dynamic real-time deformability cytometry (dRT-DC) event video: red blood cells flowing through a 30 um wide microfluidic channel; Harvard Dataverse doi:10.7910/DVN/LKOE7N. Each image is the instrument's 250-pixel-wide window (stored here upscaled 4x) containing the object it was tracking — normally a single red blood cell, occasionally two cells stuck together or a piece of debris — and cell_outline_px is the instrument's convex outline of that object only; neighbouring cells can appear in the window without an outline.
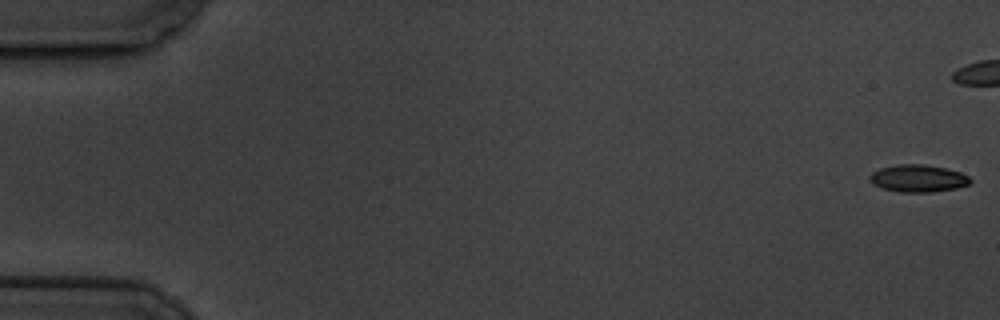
{"species": "common noctule bat (a hibernating species)", "species_latin": "Nyctalus noctula", "temperature_condition": "cold", "stored_images_in_passage": 47, "camera_frame_rate_fps": 3000, "um_per_image_px": 0.085, "animal": {"sex": "male", "body_mass_g": 19.5, "forearm_length_mm": 54.6}, "frame": {"image": 1, "passage_image": 1, "time_ms": 0.0, "image_size_px": [1000, 320], "cell_outline_px": [[972, 180], [968, 184], [956, 188], [932, 192], [900, 192], [884, 188], [872, 184], [868, 180], [868, 176], [872, 172], [880, 168], [900, 164], [924, 164], [944, 168], [960, 172], [968, 176]], "centroid_in_image_um": [78.0, 15.16], "position_along_channel_um": 7.0, "area_um2": 15.95}}
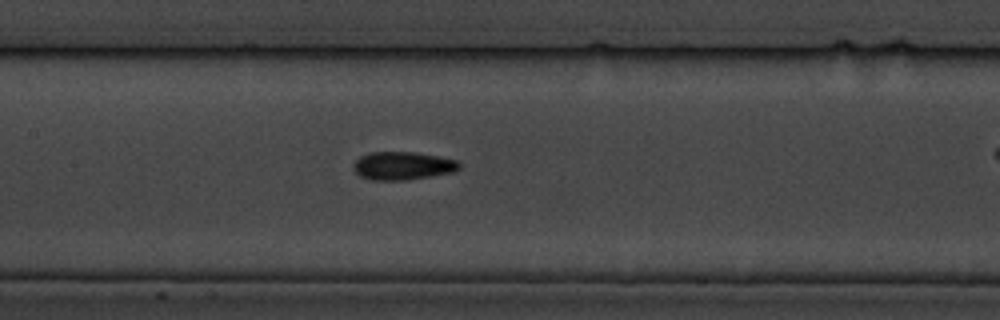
{"frame": {"image": 2, "passage_image": 28, "time_ms": 9.0, "image_size_px": [1000, 320], "cell_outline_px": [[460, 168], [452, 172], [404, 180], [372, 180], [360, 176], [352, 168], [352, 164], [360, 156], [368, 152], [416, 152], [440, 156], [460, 160]], "centroid_in_image_um": [34.22, 14.07], "position_along_channel_um": 173.2, "area_um2": 17.46}}
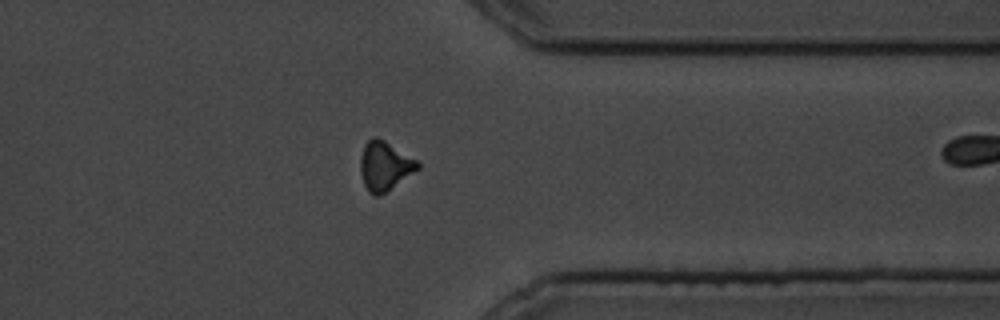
{"frame": {"image": 3, "passage_image": 46, "time_ms": 15.0, "image_size_px": [1000, 320], "cell_outline_px": [[420, 168], [380, 196], [372, 196], [368, 192], [364, 184], [360, 172], [360, 156], [364, 144], [372, 136], [376, 136], [384, 140], [416, 160], [420, 164]], "centroid_in_image_um": [32.66, 14.11], "position_along_channel_um": 378.7, "area_um2": 16.42}}